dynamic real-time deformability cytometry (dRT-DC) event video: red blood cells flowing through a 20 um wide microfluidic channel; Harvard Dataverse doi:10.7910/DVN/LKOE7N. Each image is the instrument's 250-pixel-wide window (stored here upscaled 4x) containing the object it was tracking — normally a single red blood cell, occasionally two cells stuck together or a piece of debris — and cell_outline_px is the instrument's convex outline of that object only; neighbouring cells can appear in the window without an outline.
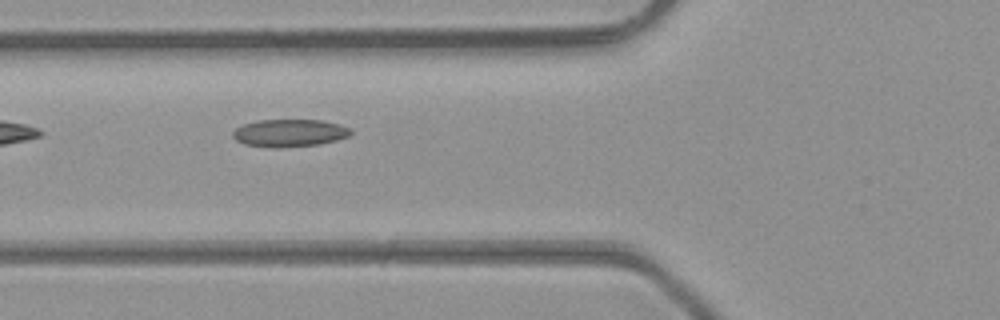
{"species": "common noctule bat (a hibernating species)", "species_latin": "Nyctalus noctula", "temperature_condition": "room temperature", "stored_images_in_passage": 6, "camera_frame_rate_fps": 3000, "um_per_image_px": 0.085, "animal": {"sex": "male", "body_mass_g": 23.1, "forearm_length_mm": 52.7}, "frame": {"image": 1, "passage_image": 6, "time_ms": 1.667, "image_size_px": [1000, 320], "cell_outline_px": [[352, 132], [348, 136], [336, 140], [320, 144], [280, 148], [272, 148], [244, 144], [236, 140], [232, 136], [232, 132], [236, 128], [244, 124], [260, 120], [324, 120], [340, 124], [352, 128]], "centroid_in_image_um": [24.62, 11.31], "position_along_channel_um": 101.2, "area_um2": 19.07}}